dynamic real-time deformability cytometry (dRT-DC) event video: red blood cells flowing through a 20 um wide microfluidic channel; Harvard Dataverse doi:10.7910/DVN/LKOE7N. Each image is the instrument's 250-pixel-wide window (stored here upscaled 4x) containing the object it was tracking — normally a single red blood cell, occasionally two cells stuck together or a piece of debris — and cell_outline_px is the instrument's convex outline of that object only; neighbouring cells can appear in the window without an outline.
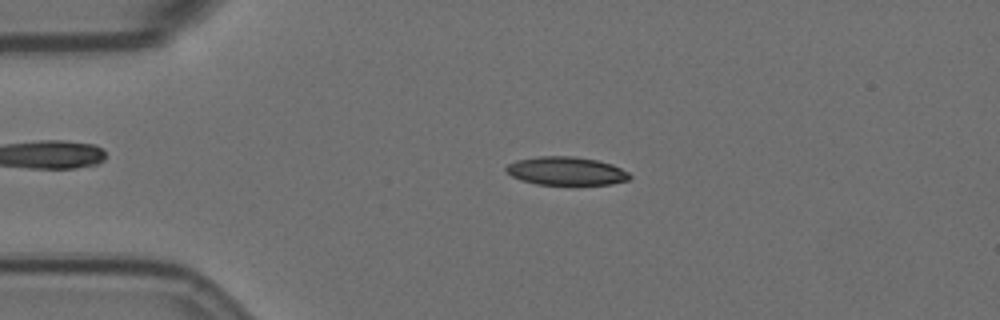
{"species": "Egyptian fruit bat (a non-hibernating species)", "species_latin": "Rousettus aegyptiacus", "temperature_condition": "room temperature", "stored_images_in_passage": 57, "camera_frame_rate_fps": 3000, "um_per_image_px": 0.085, "animal": {"sex": "female"}, "frame": {"image": 1, "passage_image": 12, "time_ms": 3.667, "image_size_px": [1000, 320], "cell_outline_px": [[632, 176], [628, 180], [612, 184], [536, 184], [520, 180], [512, 176], [504, 168], [508, 164], [516, 160], [536, 156], [572, 156], [596, 160], [612, 164], [628, 172]], "centroid_in_image_um": [48.11, 14.53], "position_along_channel_um": 36.9, "area_um2": 20.35}}
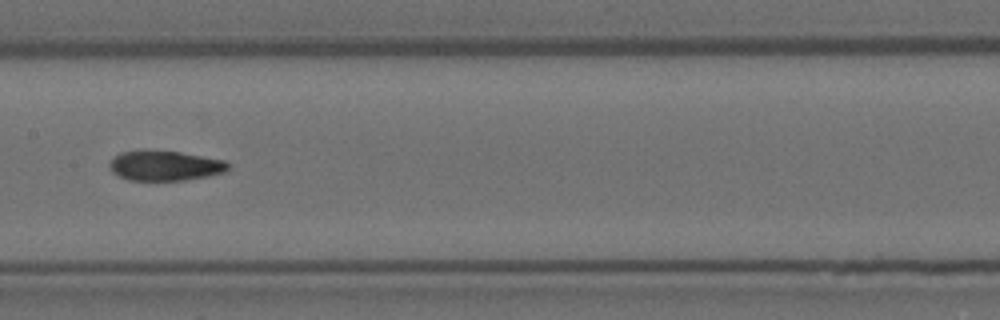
{"frame": {"image": 2, "passage_image": 28, "time_ms": 9.0, "image_size_px": [1000, 320], "cell_outline_px": [[228, 168], [224, 172], [208, 176], [184, 180], [128, 180], [112, 172], [108, 164], [120, 152], [144, 148], [180, 152], [224, 160], [228, 164]], "centroid_in_image_um": [13.97, 14.05], "position_along_channel_um": 193.4, "area_um2": 20.92}}
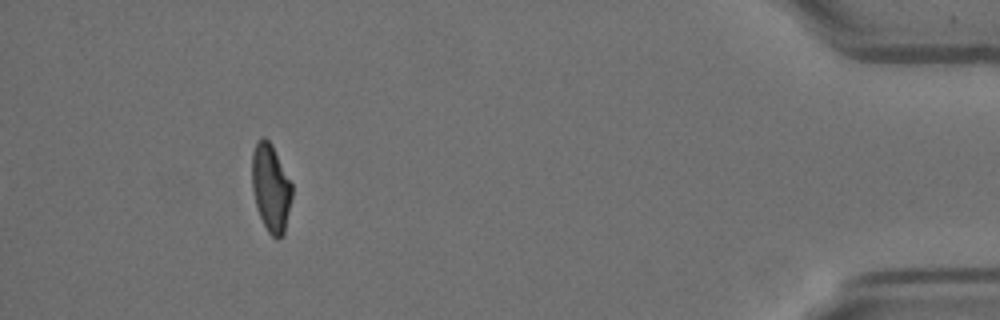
{"frame": {"image": 3, "passage_image": 52, "time_ms": 17.0, "image_size_px": [1000, 320], "cell_outline_px": [[292, 196], [284, 236], [276, 240], [268, 232], [260, 216], [256, 204], [252, 188], [252, 152], [256, 140], [260, 136], [264, 136], [272, 144], [292, 184]], "centroid_in_image_um": [23.02, 15.95], "position_along_channel_um": 412.2, "area_um2": 20.63}, "authors_computed_cell_mechanics": {"area_um2": 21.097, "velocity_mm_per_s": 3.5382, "shape_relaxation_time_tau1_ms": null, "shape_relaxation_time_tau2_ms": 3.3621, "deformation_change_tau1": null, "deformation_change_tau2": 0.0936}}